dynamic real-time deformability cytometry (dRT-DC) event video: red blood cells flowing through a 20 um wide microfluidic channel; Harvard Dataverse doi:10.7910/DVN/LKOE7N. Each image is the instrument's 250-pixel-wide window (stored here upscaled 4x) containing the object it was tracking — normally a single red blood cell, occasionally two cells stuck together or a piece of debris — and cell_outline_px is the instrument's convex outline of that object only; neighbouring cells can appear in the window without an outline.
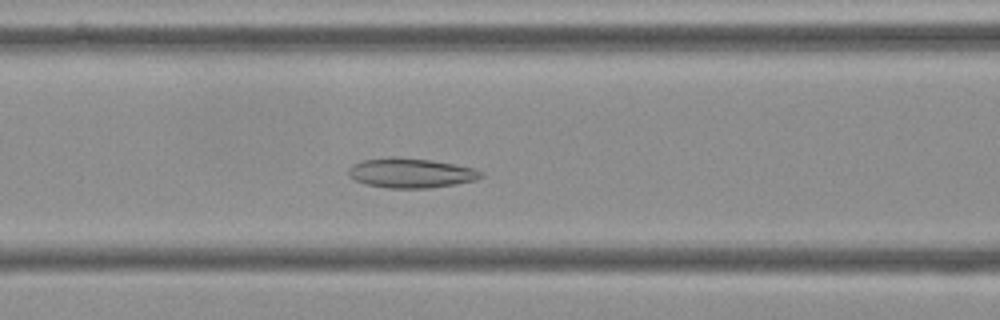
{"species": "Egyptian fruit bat (a non-hibernating species)", "species_latin": "Rousettus aegyptiacus", "temperature_condition": "cold", "stored_images_in_passage": 50, "camera_frame_rate_fps": 3000, "um_per_image_px": 0.085, "frame": {"image": 1, "passage_image": 17, "time_ms": 5.333, "image_size_px": [1000, 320], "cell_outline_px": [[484, 176], [476, 180], [456, 184], [428, 188], [388, 188], [368, 184], [356, 180], [348, 176], [348, 168], [352, 164], [364, 160], [432, 160], [472, 168], [484, 172]], "centroid_in_image_um": [34.98, 14.75], "position_along_channel_um": 131.6, "area_um2": 21.91}}
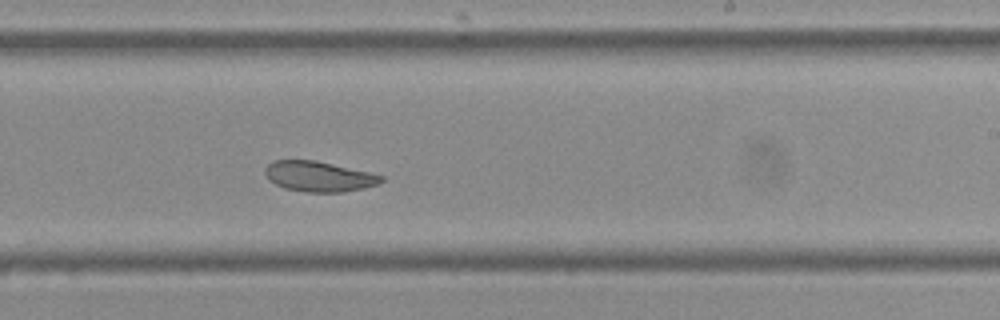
{"frame": {"image": 2, "passage_image": 28, "time_ms": 9.0, "image_size_px": [1000, 320], "cell_outline_px": [[384, 180], [376, 184], [364, 188], [340, 192], [304, 192], [284, 188], [268, 180], [264, 172], [264, 168], [272, 160], [316, 160], [368, 172], [384, 176]], "centroid_in_image_um": [27.05, 14.99], "position_along_channel_um": 261.9, "area_um2": 20.52}}
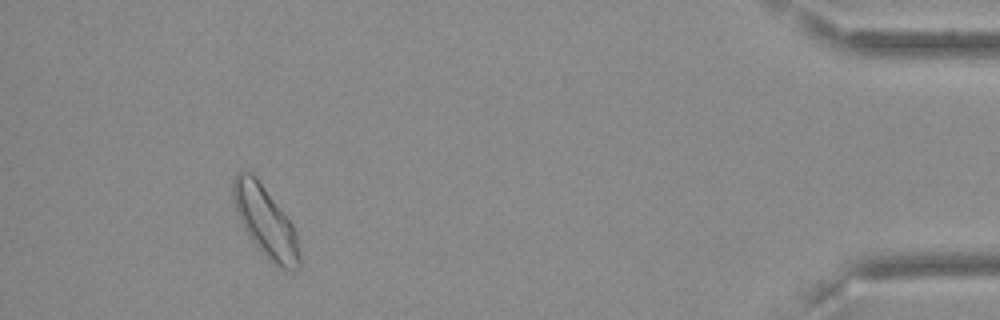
{"frame": {"image": 3, "passage_image": 46, "time_ms": 15.0, "image_size_px": [1000, 320], "cell_outline_px": [[300, 268], [292, 272], [280, 268], [272, 264], [268, 260], [252, 240], [244, 228], [240, 220], [232, 196], [232, 180], [236, 172], [248, 172], [256, 176], [292, 224], [296, 232], [300, 256]], "centroid_in_image_um": [22.58, 18.88], "position_along_channel_um": 412.6, "area_um2": 27.17}, "authors_computed_cell_mechanics": {"area_um2": 23.4957, "velocity_mm_per_s": 3.5549, "shape_relaxation_time_tau1_ms": null, "shape_relaxation_time_tau2_ms": 3.8545, "deformation_change_tau1": null, "deformation_change_tau2": 0.0796}}